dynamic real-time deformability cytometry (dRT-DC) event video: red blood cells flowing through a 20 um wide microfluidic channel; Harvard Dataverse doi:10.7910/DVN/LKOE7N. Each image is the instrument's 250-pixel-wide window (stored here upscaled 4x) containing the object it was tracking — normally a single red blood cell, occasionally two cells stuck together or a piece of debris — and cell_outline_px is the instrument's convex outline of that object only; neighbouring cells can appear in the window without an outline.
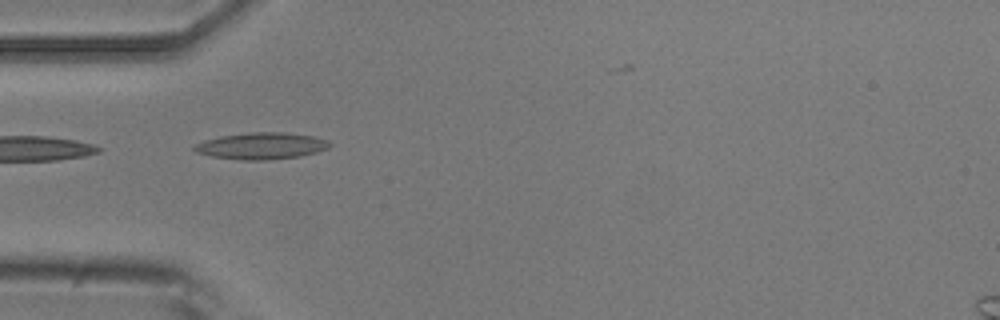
{"species": "common noctule bat (a hibernating species)", "species_latin": "Nyctalus noctula", "temperature_condition": "room temperature", "stored_images_in_passage": 10, "camera_frame_rate_fps": 3000, "um_per_image_px": 0.085, "animal": {"sex": "male", "body_mass_g": 20.5, "forearm_length_mm": 52.5}, "frame": {"image": 1, "passage_image": 1, "time_ms": 0.0, "image_size_px": [1000, 320], "cell_outline_px": [[332, 144], [328, 148], [316, 152], [300, 156], [268, 160], [240, 160], [212, 156], [196, 152], [192, 148], [196, 144], [204, 140], [220, 136], [252, 132], [284, 132], [316, 136], [328, 140]], "centroid_in_image_um": [22.25, 12.39], "position_along_channel_um": 62.8, "area_um2": 21.1}}
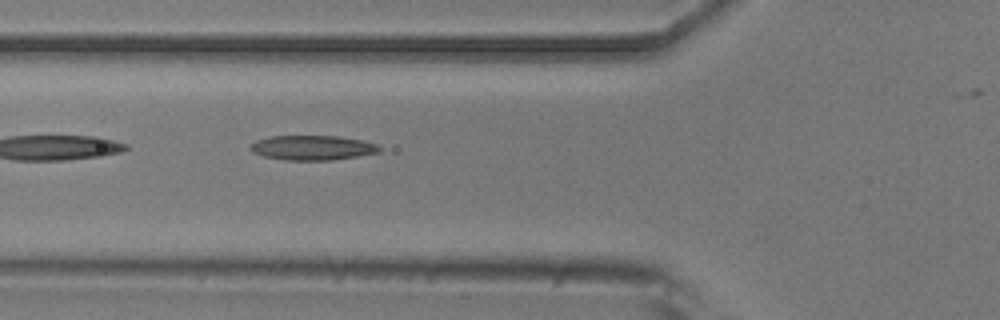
{"frame": {"image": 2, "passage_image": 4, "time_ms": 1.0, "image_size_px": [1000, 320], "cell_outline_px": [[380, 152], [332, 160], [288, 160], [264, 156], [252, 152], [248, 148], [256, 140], [272, 136], [336, 136], [360, 140], [376, 144], [380, 148]], "centroid_in_image_um": [26.53, 12.55], "position_along_channel_um": 99.3, "area_um2": 18.32}}